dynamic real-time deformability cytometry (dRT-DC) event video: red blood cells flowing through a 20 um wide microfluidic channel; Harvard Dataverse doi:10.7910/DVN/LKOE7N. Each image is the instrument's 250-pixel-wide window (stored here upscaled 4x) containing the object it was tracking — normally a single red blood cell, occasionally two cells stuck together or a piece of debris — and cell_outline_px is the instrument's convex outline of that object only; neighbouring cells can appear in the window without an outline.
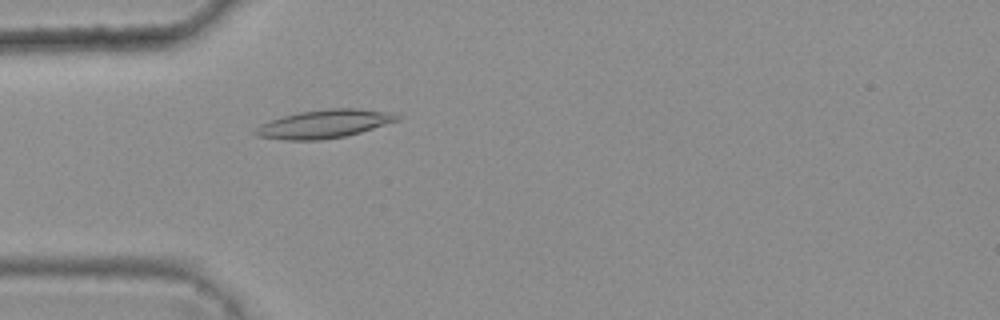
{"species": "common noctule bat (a hibernating species)", "species_latin": "Nyctalus noctula", "temperature_condition": "warm", "stored_images_in_passage": 47, "camera_frame_rate_fps": 3000, "um_per_image_px": 0.085, "animal": {"sex": "female", "body_mass_g": 25.1}, "frame": {"image": 1, "passage_image": 14, "time_ms": 4.333, "image_size_px": [1000, 320], "cell_outline_px": [[404, 116], [400, 120], [360, 132], [344, 136], [320, 140], [288, 140], [256, 136], [252, 132], [260, 124], [284, 116], [300, 112], [328, 108], [356, 108], [396, 112]], "centroid_in_image_um": [27.63, 10.52], "position_along_channel_um": 57.4, "area_um2": 23.52}}
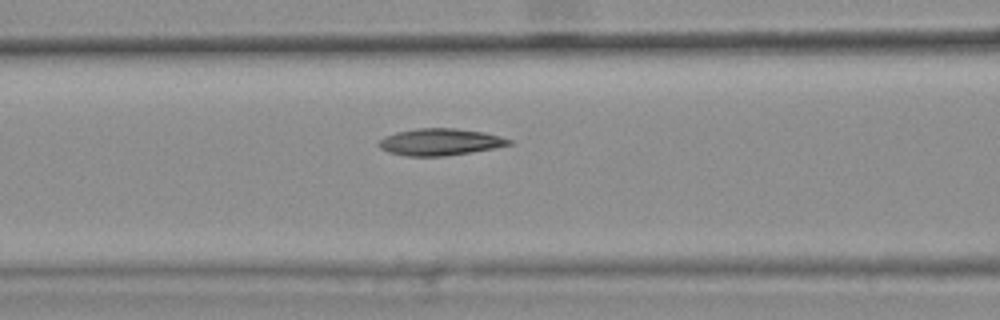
{"frame": {"image": 2, "passage_image": 20, "time_ms": 6.333, "image_size_px": [1000, 320], "cell_outline_px": [[512, 144], [472, 152], [444, 156], [404, 156], [388, 152], [380, 148], [376, 144], [384, 136], [396, 132], [416, 128], [456, 128], [484, 132], [512, 140]], "centroid_in_image_um": [37.35, 12.06], "position_along_channel_um": 129.2, "area_um2": 20.4}}
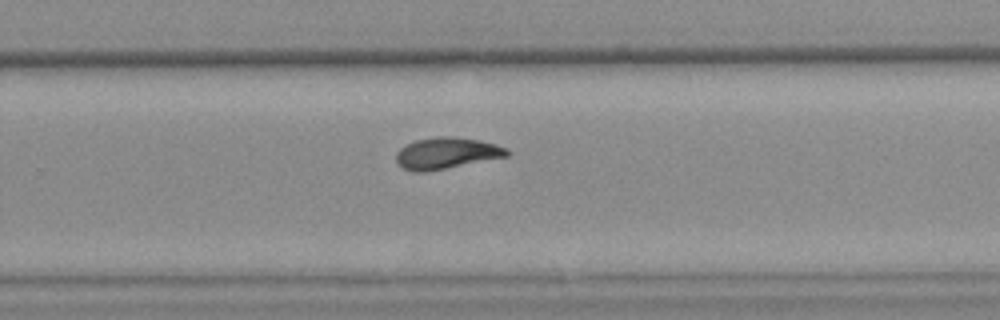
{"frame": {"image": 3, "passage_image": 33, "time_ms": 10.667, "image_size_px": [1000, 320], "cell_outline_px": [[512, 152], [508, 156], [424, 172], [412, 172], [396, 164], [396, 152], [400, 148], [416, 140], [440, 136], [456, 136], [480, 140], [496, 144], [508, 148]], "centroid_in_image_um": [37.97, 13.01], "position_along_channel_um": 291.8, "area_um2": 20.35}, "authors_computed_cell_mechanics": {"area_um2": 20.2878, "velocity_mm_per_s": 3.7662, "shape_relaxation_time_tau1_ms": null, "shape_relaxation_time_tau2_ms": 3.3421, "deformation_change_tau1": null, "deformation_change_tau2": 0.0932}}